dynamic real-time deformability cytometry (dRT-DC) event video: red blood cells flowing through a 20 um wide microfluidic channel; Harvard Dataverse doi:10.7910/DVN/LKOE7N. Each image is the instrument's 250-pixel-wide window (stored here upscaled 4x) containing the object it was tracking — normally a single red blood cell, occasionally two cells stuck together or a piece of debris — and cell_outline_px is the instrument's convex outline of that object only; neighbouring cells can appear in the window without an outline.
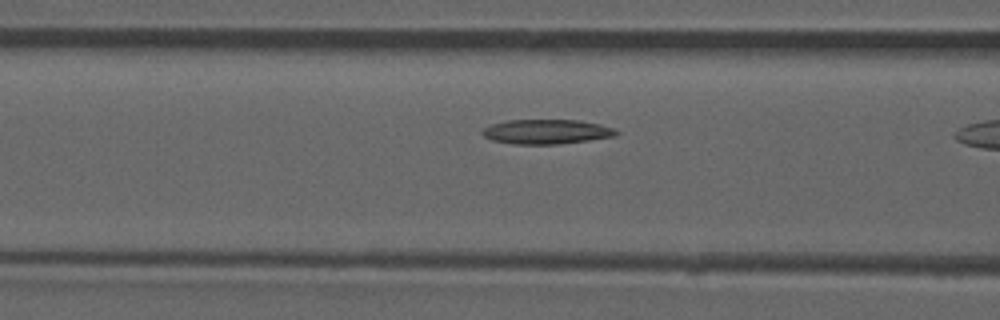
{"species": "common noctule bat (a hibernating species)", "species_latin": "Nyctalus noctula", "temperature_condition": "room temperature", "stored_images_in_passage": 11, "camera_frame_rate_fps": 3000, "um_per_image_px": 0.085, "animal": {"sex": "male", "forearm_length_mm": 52.5}, "frame": {"image": 1, "passage_image": 10, "time_ms": 3.0, "image_size_px": [1000, 320], "cell_outline_px": [[620, 132], [616, 136], [560, 144], [516, 144], [492, 140], [484, 136], [480, 132], [484, 128], [492, 124], [508, 120], [576, 120], [600, 124], [612, 128]], "centroid_in_image_um": [46.45, 11.19], "position_along_channel_um": 120.1, "area_um2": 19.07}}